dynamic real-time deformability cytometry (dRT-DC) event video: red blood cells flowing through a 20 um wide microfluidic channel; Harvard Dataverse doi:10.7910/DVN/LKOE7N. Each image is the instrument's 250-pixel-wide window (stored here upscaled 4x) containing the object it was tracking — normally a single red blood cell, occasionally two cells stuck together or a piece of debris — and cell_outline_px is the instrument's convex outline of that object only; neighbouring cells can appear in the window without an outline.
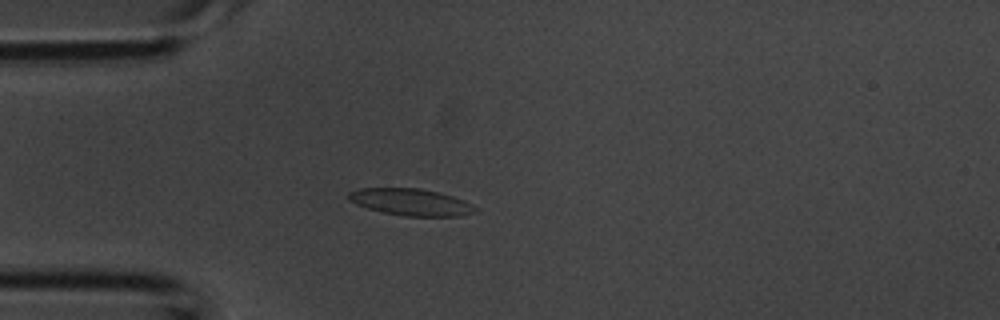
{"species": "common noctule bat (a hibernating species)", "species_latin": "Nyctalus noctula", "temperature_condition": "room temperature", "stored_images_in_passage": 2, "camera_frame_rate_fps": 3000, "um_per_image_px": 0.085, "animal": {"sex": "male", "body_mass_g": 20.1, "forearm_length_mm": 53.5}, "frame": {"image": 1, "passage_image": 2, "time_ms": 0.333, "image_size_px": [1000, 320], "cell_outline_px": [[476, 212], [460, 216], [404, 216], [384, 212], [368, 208], [356, 204], [348, 200], [348, 192], [360, 188], [420, 188], [440, 192], [464, 200], [472, 204], [476, 208]], "centroid_in_image_um": [34.93, 17.17], "position_along_channel_um": 50.1, "area_um2": 19.83}}